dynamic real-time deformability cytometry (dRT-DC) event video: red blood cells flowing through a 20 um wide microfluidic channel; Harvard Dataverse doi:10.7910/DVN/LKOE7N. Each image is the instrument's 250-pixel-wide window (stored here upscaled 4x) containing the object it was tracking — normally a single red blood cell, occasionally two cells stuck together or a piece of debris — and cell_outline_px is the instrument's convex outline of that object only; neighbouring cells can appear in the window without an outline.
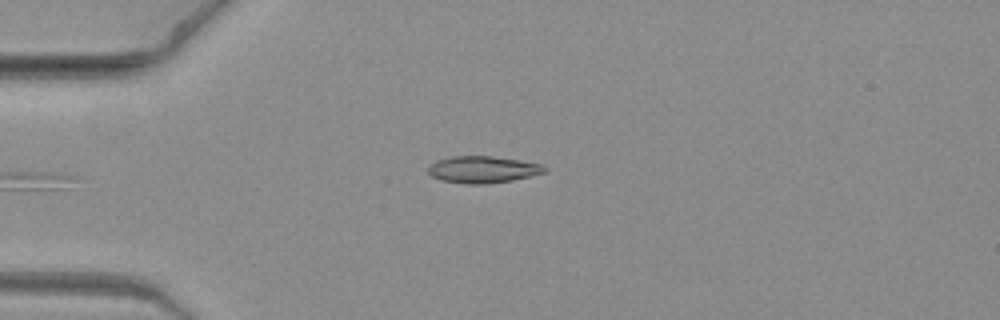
{"species": "common noctule bat (a hibernating species)", "species_latin": "Nyctalus noctula", "temperature_condition": "warm", "stored_images_in_passage": 7, "segment_of_instrument_passage": [2, 2], "camera_frame_rate_fps": 3000, "um_per_image_px": 0.085, "animal": {"sex": "female", "body_mass_g": 19.3, "forearm_length_mm": 54.1}, "frame": {"image": 1, "passage_image": 7, "time_ms": 2.0, "image_size_px": [1000, 320], "cell_outline_px": [[548, 172], [512, 180], [484, 184], [464, 184], [440, 180], [432, 176], [428, 172], [428, 168], [436, 160], [452, 156], [492, 156], [520, 160], [544, 164], [548, 168]], "centroid_in_image_um": [41.08, 14.41], "position_along_channel_um": 43.9, "area_um2": 18.38}}